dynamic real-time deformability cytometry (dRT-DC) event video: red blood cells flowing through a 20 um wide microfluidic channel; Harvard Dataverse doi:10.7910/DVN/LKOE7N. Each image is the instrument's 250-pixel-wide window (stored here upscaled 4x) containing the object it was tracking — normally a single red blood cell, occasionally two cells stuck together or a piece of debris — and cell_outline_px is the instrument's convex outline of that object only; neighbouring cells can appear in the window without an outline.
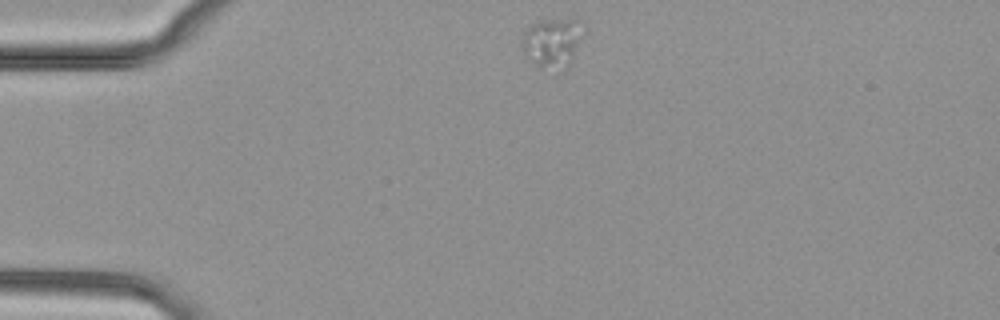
{"species": "common noctule bat (a hibernating species)", "species_latin": "Nyctalus noctula", "temperature_condition": "cold", "stored_images_in_passage": 2, "camera_frame_rate_fps": 3000, "um_per_image_px": 0.085, "animal": {"sex": "female", "body_mass_g": 29.2, "forearm_length_mm": 56.3}, "frame": {"image": 1, "passage_image": 1, "time_ms": 0.0, "image_size_px": [1000, 320], "cell_outline_px": [[580, 40], [572, 60], [564, 72], [560, 72], [540, 68], [528, 60], [524, 56], [524, 32], [532, 24], [540, 20], [572, 20]], "centroid_in_image_um": [46.85, 3.75], "position_along_channel_um": 38.1, "area_um2": 16.88}}